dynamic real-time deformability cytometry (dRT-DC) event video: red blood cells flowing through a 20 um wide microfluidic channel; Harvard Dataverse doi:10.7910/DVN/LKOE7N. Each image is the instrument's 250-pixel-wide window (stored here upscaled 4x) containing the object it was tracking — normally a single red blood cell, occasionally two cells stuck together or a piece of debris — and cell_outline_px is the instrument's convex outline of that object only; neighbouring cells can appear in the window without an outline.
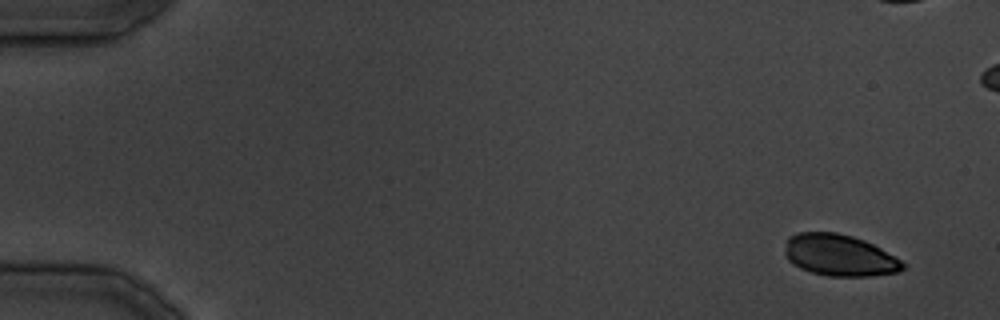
{"species": "common noctule bat (a hibernating species)", "species_latin": "Nyctalus noctula", "temperature_condition": "cold", "stored_images_in_passage": 36, "camera_frame_rate_fps": 3000, "um_per_image_px": 0.085, "animal": {"sex": "male", "body_mass_g": 19.5, "forearm_length_mm": 54.6}, "frame": {"image": 1, "passage_image": 2, "time_ms": 1.333, "image_size_px": [1000, 320], "cell_outline_px": [[904, 268], [900, 272], [872, 276], [828, 276], [812, 272], [800, 268], [792, 264], [784, 256], [784, 252], [788, 236], [796, 232], [836, 232], [852, 236], [864, 240], [880, 248], [900, 260], [904, 264]], "centroid_in_image_um": [71.31, 21.7], "position_along_channel_um": 13.7, "area_um2": 28.67}}